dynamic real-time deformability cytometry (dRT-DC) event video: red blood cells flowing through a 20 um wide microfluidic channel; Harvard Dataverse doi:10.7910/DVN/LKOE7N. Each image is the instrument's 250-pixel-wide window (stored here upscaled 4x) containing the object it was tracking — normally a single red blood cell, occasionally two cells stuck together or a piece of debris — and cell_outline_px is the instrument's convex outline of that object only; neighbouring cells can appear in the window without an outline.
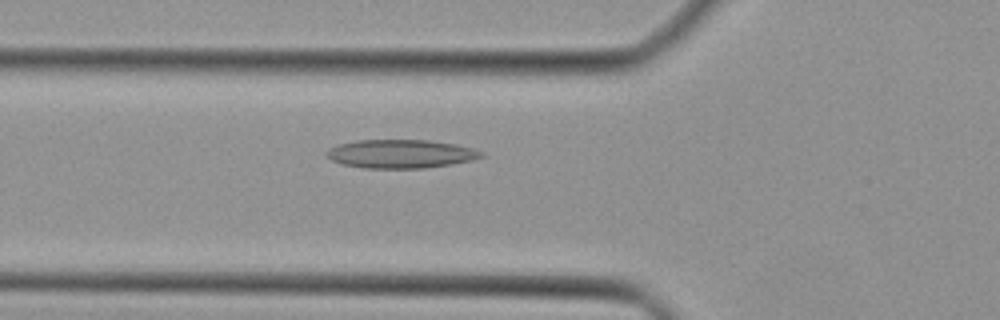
{"species": "Egyptian fruit bat (a non-hibernating species)", "species_latin": "Rousettus aegyptiacus", "temperature_condition": "cold", "stored_images_in_passage": 45, "camera_frame_rate_fps": 3000, "um_per_image_px": 0.085, "animal": {"sex": "female"}, "frame": {"image": 1, "passage_image": 16, "time_ms": 5.0, "image_size_px": [1000, 320], "cell_outline_px": [[484, 156], [472, 160], [452, 164], [424, 168], [364, 168], [340, 164], [324, 156], [324, 152], [328, 148], [340, 144], [356, 140], [428, 140], [456, 144], [472, 148], [484, 152]], "centroid_in_image_um": [34.03, 13.08], "position_along_channel_um": 91.8, "area_um2": 25.95}}
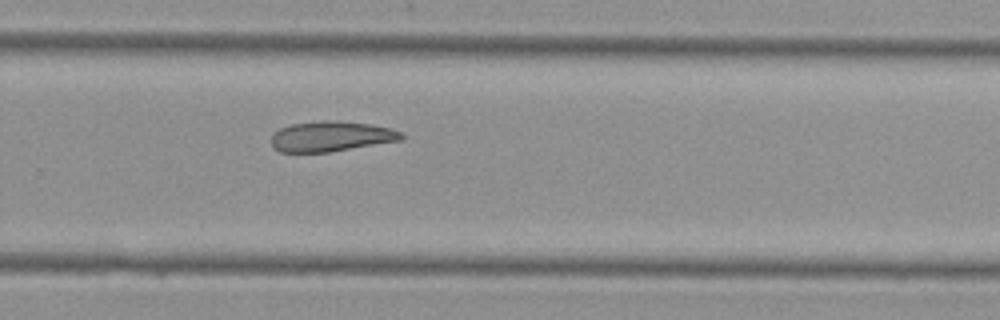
{"frame": {"image": 2, "passage_image": 30, "time_ms": 9.667, "image_size_px": [1000, 320], "cell_outline_px": [[404, 140], [328, 152], [280, 152], [272, 148], [272, 132], [280, 128], [292, 124], [320, 120], [336, 120], [368, 124], [392, 128], [404, 132]], "centroid_in_image_um": [28.16, 11.59], "position_along_channel_um": 301.6, "area_um2": 23.24}}
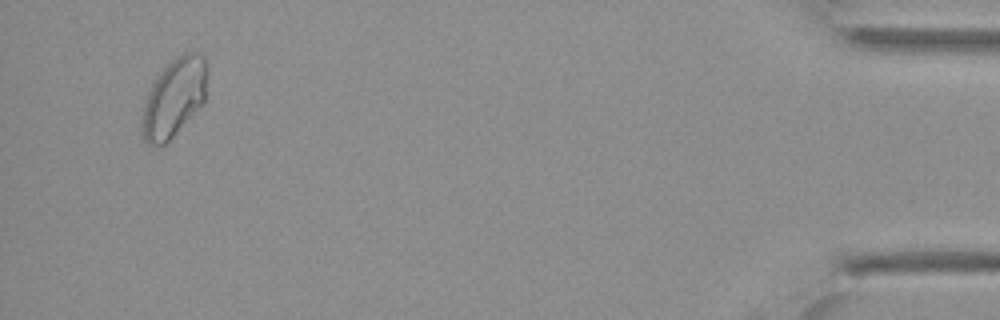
{"frame": {"image": 3, "passage_image": 43, "time_ms": 14.0, "image_size_px": [1000, 320], "cell_outline_px": [[208, 72], [204, 104], [164, 144], [148, 144], [144, 140], [144, 104], [148, 92], [156, 76], [176, 56], [184, 52], [200, 52], [204, 56], [208, 64]], "centroid_in_image_um": [14.87, 8.21], "position_along_channel_um": 420.3, "area_um2": 29.48}}